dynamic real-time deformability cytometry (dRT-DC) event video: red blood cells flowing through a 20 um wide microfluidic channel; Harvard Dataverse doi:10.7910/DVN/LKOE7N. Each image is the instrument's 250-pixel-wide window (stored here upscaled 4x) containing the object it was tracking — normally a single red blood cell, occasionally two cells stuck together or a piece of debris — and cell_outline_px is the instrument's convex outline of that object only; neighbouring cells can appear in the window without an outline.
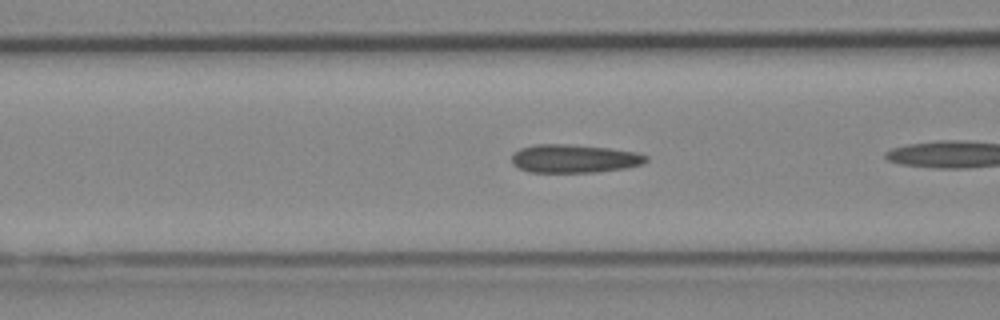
{"species": "Egyptian fruit bat (a non-hibernating species)", "species_latin": "Rousettus aegyptiacus", "temperature_condition": "cold", "stored_images_in_passage": 6, "camera_frame_rate_fps": 3000, "um_per_image_px": 0.085, "animal": {"sex": "female"}, "frame": {"image": 1, "passage_image": 5, "time_ms": 1.333, "image_size_px": [1000, 320], "cell_outline_px": [[648, 160], [644, 164], [628, 168], [596, 172], [528, 172], [512, 164], [512, 152], [520, 148], [536, 144], [572, 144], [608, 148], [636, 152], [648, 156]], "centroid_in_image_um": [48.82, 13.48], "position_along_channel_um": 117.8, "area_um2": 22.43}}